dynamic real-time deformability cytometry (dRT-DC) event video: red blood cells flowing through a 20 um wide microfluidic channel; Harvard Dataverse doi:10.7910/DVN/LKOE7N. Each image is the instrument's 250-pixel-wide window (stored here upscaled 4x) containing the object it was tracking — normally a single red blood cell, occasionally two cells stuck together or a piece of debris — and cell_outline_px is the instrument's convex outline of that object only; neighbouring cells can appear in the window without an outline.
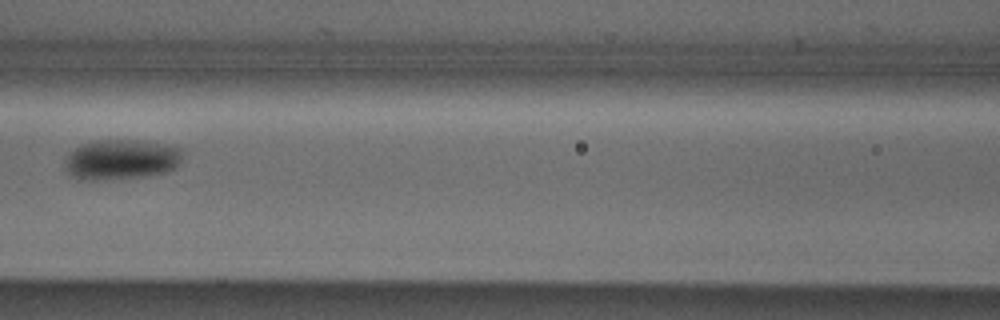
{"species": "Egyptian fruit bat (a non-hibernating species)", "species_latin": "Rousettus aegyptiacus", "temperature_condition": "cold", "stored_images_in_passage": 7, "camera_frame_rate_fps": 3000, "um_per_image_px": 0.085, "animal": {"sex": "male"}, "frame": {"image": 1, "passage_image": 7, "time_ms": 7.333, "image_size_px": [1000, 320], "cell_outline_px": [[184, 148], [180, 160], [172, 168], [164, 172], [144, 176], [104, 180], [76, 180], [64, 168], [64, 160], [68, 152], [84, 144], [96, 140], [140, 140], [168, 144]], "centroid_in_image_um": [10.26, 13.55], "position_along_channel_um": 156.3, "area_um2": 27.8}}